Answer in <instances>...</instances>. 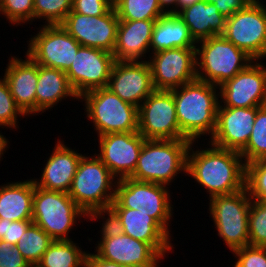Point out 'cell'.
I'll return each mask as SVG.
<instances>
[{
  "mask_svg": "<svg viewBox=\"0 0 266 267\" xmlns=\"http://www.w3.org/2000/svg\"><path fill=\"white\" fill-rule=\"evenodd\" d=\"M158 2L165 13L177 14V0H158Z\"/></svg>",
  "mask_w": 266,
  "mask_h": 267,
  "instance_id": "cell-44",
  "label": "cell"
},
{
  "mask_svg": "<svg viewBox=\"0 0 266 267\" xmlns=\"http://www.w3.org/2000/svg\"><path fill=\"white\" fill-rule=\"evenodd\" d=\"M114 8L119 20H157L166 14L158 0H118Z\"/></svg>",
  "mask_w": 266,
  "mask_h": 267,
  "instance_id": "cell-31",
  "label": "cell"
},
{
  "mask_svg": "<svg viewBox=\"0 0 266 267\" xmlns=\"http://www.w3.org/2000/svg\"><path fill=\"white\" fill-rule=\"evenodd\" d=\"M155 90H173L197 79L196 48H171L148 55Z\"/></svg>",
  "mask_w": 266,
  "mask_h": 267,
  "instance_id": "cell-14",
  "label": "cell"
},
{
  "mask_svg": "<svg viewBox=\"0 0 266 267\" xmlns=\"http://www.w3.org/2000/svg\"><path fill=\"white\" fill-rule=\"evenodd\" d=\"M25 60L18 56L8 59L3 78L10 93L22 112L29 117L36 114V87L38 82V64L27 54Z\"/></svg>",
  "mask_w": 266,
  "mask_h": 267,
  "instance_id": "cell-22",
  "label": "cell"
},
{
  "mask_svg": "<svg viewBox=\"0 0 266 267\" xmlns=\"http://www.w3.org/2000/svg\"><path fill=\"white\" fill-rule=\"evenodd\" d=\"M99 137L96 154L117 179L129 178L137 165L145 141L139 132L108 133Z\"/></svg>",
  "mask_w": 266,
  "mask_h": 267,
  "instance_id": "cell-19",
  "label": "cell"
},
{
  "mask_svg": "<svg viewBox=\"0 0 266 267\" xmlns=\"http://www.w3.org/2000/svg\"><path fill=\"white\" fill-rule=\"evenodd\" d=\"M73 0H34V20L46 25L61 24L72 11Z\"/></svg>",
  "mask_w": 266,
  "mask_h": 267,
  "instance_id": "cell-33",
  "label": "cell"
},
{
  "mask_svg": "<svg viewBox=\"0 0 266 267\" xmlns=\"http://www.w3.org/2000/svg\"><path fill=\"white\" fill-rule=\"evenodd\" d=\"M248 229L249 245L266 247V200L252 199Z\"/></svg>",
  "mask_w": 266,
  "mask_h": 267,
  "instance_id": "cell-34",
  "label": "cell"
},
{
  "mask_svg": "<svg viewBox=\"0 0 266 267\" xmlns=\"http://www.w3.org/2000/svg\"><path fill=\"white\" fill-rule=\"evenodd\" d=\"M169 187L136 181L131 178L117 180L115 198L110 208H129L153 217L170 235V219L174 214ZM173 213V214H172Z\"/></svg>",
  "mask_w": 266,
  "mask_h": 267,
  "instance_id": "cell-8",
  "label": "cell"
},
{
  "mask_svg": "<svg viewBox=\"0 0 266 267\" xmlns=\"http://www.w3.org/2000/svg\"><path fill=\"white\" fill-rule=\"evenodd\" d=\"M245 164L266 159V106H260L253 123L251 136L246 146L239 152Z\"/></svg>",
  "mask_w": 266,
  "mask_h": 267,
  "instance_id": "cell-32",
  "label": "cell"
},
{
  "mask_svg": "<svg viewBox=\"0 0 266 267\" xmlns=\"http://www.w3.org/2000/svg\"><path fill=\"white\" fill-rule=\"evenodd\" d=\"M86 117L92 121L97 136L118 132H138V107L122 100L107 87L85 92Z\"/></svg>",
  "mask_w": 266,
  "mask_h": 267,
  "instance_id": "cell-6",
  "label": "cell"
},
{
  "mask_svg": "<svg viewBox=\"0 0 266 267\" xmlns=\"http://www.w3.org/2000/svg\"><path fill=\"white\" fill-rule=\"evenodd\" d=\"M254 59L223 35L196 44L197 79L220 87L245 69Z\"/></svg>",
  "mask_w": 266,
  "mask_h": 267,
  "instance_id": "cell-5",
  "label": "cell"
},
{
  "mask_svg": "<svg viewBox=\"0 0 266 267\" xmlns=\"http://www.w3.org/2000/svg\"><path fill=\"white\" fill-rule=\"evenodd\" d=\"M87 254L72 239L52 241L35 267H85Z\"/></svg>",
  "mask_w": 266,
  "mask_h": 267,
  "instance_id": "cell-29",
  "label": "cell"
},
{
  "mask_svg": "<svg viewBox=\"0 0 266 267\" xmlns=\"http://www.w3.org/2000/svg\"><path fill=\"white\" fill-rule=\"evenodd\" d=\"M50 154L47 162H45L41 177L39 179L33 178L35 186L68 193L79 161L84 154L69 148L60 139Z\"/></svg>",
  "mask_w": 266,
  "mask_h": 267,
  "instance_id": "cell-23",
  "label": "cell"
},
{
  "mask_svg": "<svg viewBox=\"0 0 266 267\" xmlns=\"http://www.w3.org/2000/svg\"><path fill=\"white\" fill-rule=\"evenodd\" d=\"M194 144L196 141H192L187 154V175L206 189L208 200L245 188L246 164L239 152L210 143V148L197 147L194 151Z\"/></svg>",
  "mask_w": 266,
  "mask_h": 267,
  "instance_id": "cell-1",
  "label": "cell"
},
{
  "mask_svg": "<svg viewBox=\"0 0 266 267\" xmlns=\"http://www.w3.org/2000/svg\"><path fill=\"white\" fill-rule=\"evenodd\" d=\"M206 3L214 4L226 19L231 17L235 12L244 9L253 0H203Z\"/></svg>",
  "mask_w": 266,
  "mask_h": 267,
  "instance_id": "cell-42",
  "label": "cell"
},
{
  "mask_svg": "<svg viewBox=\"0 0 266 267\" xmlns=\"http://www.w3.org/2000/svg\"><path fill=\"white\" fill-rule=\"evenodd\" d=\"M178 14L189 28L196 43L212 36L222 35L225 30L227 19L219 13L214 4L203 0L182 9Z\"/></svg>",
  "mask_w": 266,
  "mask_h": 267,
  "instance_id": "cell-26",
  "label": "cell"
},
{
  "mask_svg": "<svg viewBox=\"0 0 266 267\" xmlns=\"http://www.w3.org/2000/svg\"><path fill=\"white\" fill-rule=\"evenodd\" d=\"M9 143V139H6V137L0 132V161L2 160V155L4 156L6 149L9 148Z\"/></svg>",
  "mask_w": 266,
  "mask_h": 267,
  "instance_id": "cell-45",
  "label": "cell"
},
{
  "mask_svg": "<svg viewBox=\"0 0 266 267\" xmlns=\"http://www.w3.org/2000/svg\"><path fill=\"white\" fill-rule=\"evenodd\" d=\"M138 132L147 140L187 139L180 131L173 93L154 90L138 107Z\"/></svg>",
  "mask_w": 266,
  "mask_h": 267,
  "instance_id": "cell-12",
  "label": "cell"
},
{
  "mask_svg": "<svg viewBox=\"0 0 266 267\" xmlns=\"http://www.w3.org/2000/svg\"><path fill=\"white\" fill-rule=\"evenodd\" d=\"M245 188L251 199L266 200V159L246 164Z\"/></svg>",
  "mask_w": 266,
  "mask_h": 267,
  "instance_id": "cell-36",
  "label": "cell"
},
{
  "mask_svg": "<svg viewBox=\"0 0 266 267\" xmlns=\"http://www.w3.org/2000/svg\"><path fill=\"white\" fill-rule=\"evenodd\" d=\"M112 7L113 5L107 0H73L71 12L88 16H102Z\"/></svg>",
  "mask_w": 266,
  "mask_h": 267,
  "instance_id": "cell-40",
  "label": "cell"
},
{
  "mask_svg": "<svg viewBox=\"0 0 266 267\" xmlns=\"http://www.w3.org/2000/svg\"><path fill=\"white\" fill-rule=\"evenodd\" d=\"M218 90L219 87L198 79L170 90L180 131L187 139L198 143L197 138L213 135L220 103Z\"/></svg>",
  "mask_w": 266,
  "mask_h": 267,
  "instance_id": "cell-2",
  "label": "cell"
},
{
  "mask_svg": "<svg viewBox=\"0 0 266 267\" xmlns=\"http://www.w3.org/2000/svg\"><path fill=\"white\" fill-rule=\"evenodd\" d=\"M196 44L179 14L166 13L155 20L149 54L171 48H196Z\"/></svg>",
  "mask_w": 266,
  "mask_h": 267,
  "instance_id": "cell-28",
  "label": "cell"
},
{
  "mask_svg": "<svg viewBox=\"0 0 266 267\" xmlns=\"http://www.w3.org/2000/svg\"><path fill=\"white\" fill-rule=\"evenodd\" d=\"M100 218L105 221L94 251L99 257L130 267H159L163 257L150 244L121 233L104 217H92L90 221Z\"/></svg>",
  "mask_w": 266,
  "mask_h": 267,
  "instance_id": "cell-10",
  "label": "cell"
},
{
  "mask_svg": "<svg viewBox=\"0 0 266 267\" xmlns=\"http://www.w3.org/2000/svg\"><path fill=\"white\" fill-rule=\"evenodd\" d=\"M68 97L79 100L65 71L38 65L36 115L52 109Z\"/></svg>",
  "mask_w": 266,
  "mask_h": 267,
  "instance_id": "cell-25",
  "label": "cell"
},
{
  "mask_svg": "<svg viewBox=\"0 0 266 267\" xmlns=\"http://www.w3.org/2000/svg\"><path fill=\"white\" fill-rule=\"evenodd\" d=\"M85 267H130V266H125L115 262L104 260L97 254H95V252L94 253L89 252L86 257Z\"/></svg>",
  "mask_w": 266,
  "mask_h": 267,
  "instance_id": "cell-43",
  "label": "cell"
},
{
  "mask_svg": "<svg viewBox=\"0 0 266 267\" xmlns=\"http://www.w3.org/2000/svg\"><path fill=\"white\" fill-rule=\"evenodd\" d=\"M119 21L113 6L102 16L70 12L61 25L81 46L98 48L113 54Z\"/></svg>",
  "mask_w": 266,
  "mask_h": 267,
  "instance_id": "cell-17",
  "label": "cell"
},
{
  "mask_svg": "<svg viewBox=\"0 0 266 267\" xmlns=\"http://www.w3.org/2000/svg\"><path fill=\"white\" fill-rule=\"evenodd\" d=\"M116 182L96 153L84 154L68 194L90 218L104 217L115 198Z\"/></svg>",
  "mask_w": 266,
  "mask_h": 267,
  "instance_id": "cell-3",
  "label": "cell"
},
{
  "mask_svg": "<svg viewBox=\"0 0 266 267\" xmlns=\"http://www.w3.org/2000/svg\"><path fill=\"white\" fill-rule=\"evenodd\" d=\"M107 88L122 100L139 107L155 90L147 61H115Z\"/></svg>",
  "mask_w": 266,
  "mask_h": 267,
  "instance_id": "cell-21",
  "label": "cell"
},
{
  "mask_svg": "<svg viewBox=\"0 0 266 267\" xmlns=\"http://www.w3.org/2000/svg\"><path fill=\"white\" fill-rule=\"evenodd\" d=\"M114 63L112 53L98 48L80 46L65 73L69 84L80 97L90 90L107 87Z\"/></svg>",
  "mask_w": 266,
  "mask_h": 267,
  "instance_id": "cell-16",
  "label": "cell"
},
{
  "mask_svg": "<svg viewBox=\"0 0 266 267\" xmlns=\"http://www.w3.org/2000/svg\"><path fill=\"white\" fill-rule=\"evenodd\" d=\"M25 52L38 65L67 71L81 46L61 24L41 25Z\"/></svg>",
  "mask_w": 266,
  "mask_h": 267,
  "instance_id": "cell-13",
  "label": "cell"
},
{
  "mask_svg": "<svg viewBox=\"0 0 266 267\" xmlns=\"http://www.w3.org/2000/svg\"><path fill=\"white\" fill-rule=\"evenodd\" d=\"M209 214L218 236L234 251L249 245V210L251 197L246 188L232 194L218 195L209 200Z\"/></svg>",
  "mask_w": 266,
  "mask_h": 267,
  "instance_id": "cell-9",
  "label": "cell"
},
{
  "mask_svg": "<svg viewBox=\"0 0 266 267\" xmlns=\"http://www.w3.org/2000/svg\"><path fill=\"white\" fill-rule=\"evenodd\" d=\"M154 24L155 20H120L113 51L115 61H146Z\"/></svg>",
  "mask_w": 266,
  "mask_h": 267,
  "instance_id": "cell-24",
  "label": "cell"
},
{
  "mask_svg": "<svg viewBox=\"0 0 266 267\" xmlns=\"http://www.w3.org/2000/svg\"><path fill=\"white\" fill-rule=\"evenodd\" d=\"M91 219L67 192L35 186L32 221L53 241L71 240L69 232L80 218Z\"/></svg>",
  "mask_w": 266,
  "mask_h": 267,
  "instance_id": "cell-7",
  "label": "cell"
},
{
  "mask_svg": "<svg viewBox=\"0 0 266 267\" xmlns=\"http://www.w3.org/2000/svg\"><path fill=\"white\" fill-rule=\"evenodd\" d=\"M192 143L189 139L147 140L138 156L133 174L136 181L170 186L178 174L187 175V154ZM174 179V180H173Z\"/></svg>",
  "mask_w": 266,
  "mask_h": 267,
  "instance_id": "cell-4",
  "label": "cell"
},
{
  "mask_svg": "<svg viewBox=\"0 0 266 267\" xmlns=\"http://www.w3.org/2000/svg\"><path fill=\"white\" fill-rule=\"evenodd\" d=\"M261 61L254 60L219 87L222 106L251 108L265 104L266 65Z\"/></svg>",
  "mask_w": 266,
  "mask_h": 267,
  "instance_id": "cell-18",
  "label": "cell"
},
{
  "mask_svg": "<svg viewBox=\"0 0 266 267\" xmlns=\"http://www.w3.org/2000/svg\"><path fill=\"white\" fill-rule=\"evenodd\" d=\"M104 217L113 227L131 238L150 244L162 257L173 252L171 235L151 216L129 208H110Z\"/></svg>",
  "mask_w": 266,
  "mask_h": 267,
  "instance_id": "cell-15",
  "label": "cell"
},
{
  "mask_svg": "<svg viewBox=\"0 0 266 267\" xmlns=\"http://www.w3.org/2000/svg\"><path fill=\"white\" fill-rule=\"evenodd\" d=\"M201 0H177V14L184 8L195 4Z\"/></svg>",
  "mask_w": 266,
  "mask_h": 267,
  "instance_id": "cell-46",
  "label": "cell"
},
{
  "mask_svg": "<svg viewBox=\"0 0 266 267\" xmlns=\"http://www.w3.org/2000/svg\"><path fill=\"white\" fill-rule=\"evenodd\" d=\"M52 241L51 237L41 227L32 223L15 246L28 263L35 267Z\"/></svg>",
  "mask_w": 266,
  "mask_h": 267,
  "instance_id": "cell-30",
  "label": "cell"
},
{
  "mask_svg": "<svg viewBox=\"0 0 266 267\" xmlns=\"http://www.w3.org/2000/svg\"><path fill=\"white\" fill-rule=\"evenodd\" d=\"M0 267H32L16 246L0 240Z\"/></svg>",
  "mask_w": 266,
  "mask_h": 267,
  "instance_id": "cell-41",
  "label": "cell"
},
{
  "mask_svg": "<svg viewBox=\"0 0 266 267\" xmlns=\"http://www.w3.org/2000/svg\"><path fill=\"white\" fill-rule=\"evenodd\" d=\"M13 26L34 21V0H0V15ZM18 24V25H17Z\"/></svg>",
  "mask_w": 266,
  "mask_h": 267,
  "instance_id": "cell-37",
  "label": "cell"
},
{
  "mask_svg": "<svg viewBox=\"0 0 266 267\" xmlns=\"http://www.w3.org/2000/svg\"><path fill=\"white\" fill-rule=\"evenodd\" d=\"M32 223V220L10 221L0 219V240L15 246Z\"/></svg>",
  "mask_w": 266,
  "mask_h": 267,
  "instance_id": "cell-39",
  "label": "cell"
},
{
  "mask_svg": "<svg viewBox=\"0 0 266 267\" xmlns=\"http://www.w3.org/2000/svg\"><path fill=\"white\" fill-rule=\"evenodd\" d=\"M259 107H224L219 103L216 128L208 138V143L218 148L240 152L251 136Z\"/></svg>",
  "mask_w": 266,
  "mask_h": 267,
  "instance_id": "cell-20",
  "label": "cell"
},
{
  "mask_svg": "<svg viewBox=\"0 0 266 267\" xmlns=\"http://www.w3.org/2000/svg\"><path fill=\"white\" fill-rule=\"evenodd\" d=\"M107 1L110 2L114 6L118 0H107Z\"/></svg>",
  "mask_w": 266,
  "mask_h": 267,
  "instance_id": "cell-47",
  "label": "cell"
},
{
  "mask_svg": "<svg viewBox=\"0 0 266 267\" xmlns=\"http://www.w3.org/2000/svg\"><path fill=\"white\" fill-rule=\"evenodd\" d=\"M232 254L237 259L232 267H266V247L248 245Z\"/></svg>",
  "mask_w": 266,
  "mask_h": 267,
  "instance_id": "cell-38",
  "label": "cell"
},
{
  "mask_svg": "<svg viewBox=\"0 0 266 267\" xmlns=\"http://www.w3.org/2000/svg\"><path fill=\"white\" fill-rule=\"evenodd\" d=\"M34 188L33 178L0 185V219L32 220Z\"/></svg>",
  "mask_w": 266,
  "mask_h": 267,
  "instance_id": "cell-27",
  "label": "cell"
},
{
  "mask_svg": "<svg viewBox=\"0 0 266 267\" xmlns=\"http://www.w3.org/2000/svg\"><path fill=\"white\" fill-rule=\"evenodd\" d=\"M24 116L26 115L16 104L7 82L0 77V127L11 128V130L19 128L18 118H24Z\"/></svg>",
  "mask_w": 266,
  "mask_h": 267,
  "instance_id": "cell-35",
  "label": "cell"
},
{
  "mask_svg": "<svg viewBox=\"0 0 266 267\" xmlns=\"http://www.w3.org/2000/svg\"><path fill=\"white\" fill-rule=\"evenodd\" d=\"M253 0L227 18L222 35L254 60L266 58V5Z\"/></svg>",
  "mask_w": 266,
  "mask_h": 267,
  "instance_id": "cell-11",
  "label": "cell"
}]
</instances>
